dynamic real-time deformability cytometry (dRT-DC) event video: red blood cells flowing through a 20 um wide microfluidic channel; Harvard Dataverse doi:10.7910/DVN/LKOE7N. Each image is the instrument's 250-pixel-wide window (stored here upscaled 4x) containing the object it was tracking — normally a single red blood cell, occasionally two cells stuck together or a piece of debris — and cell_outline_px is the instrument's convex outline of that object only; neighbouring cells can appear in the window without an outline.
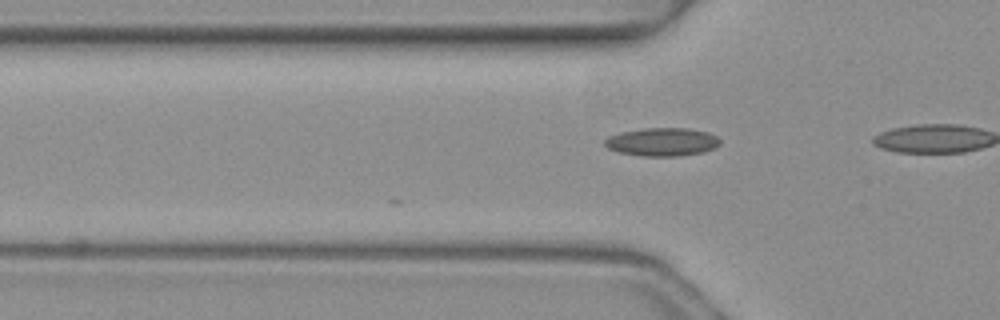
{"species": "common noctule bat (a hibernating species)", "species_latin": "Nyctalus noctula", "temperature_condition": "warm", "stored_images_in_passage": 5, "camera_frame_rate_fps": 3000, "um_per_image_px": 0.085, "animal": {"sex": "female", "body_mass_g": 19.3, "forearm_length_mm": 54.1}, "frame": {"image": 1, "passage_image": 4, "time_ms": 1.0, "image_size_px": [1000, 320], "cell_outline_px": [[720, 144], [704, 152], [680, 156], [640, 156], [620, 152], [608, 148], [604, 144], [604, 140], [608, 136], [620, 132], [644, 128], [688, 128], [708, 132], [716, 136], [720, 140]], "centroid_in_image_um": [56.27, 12.06], "position_along_channel_um": 69.5, "area_um2": 19.02}}